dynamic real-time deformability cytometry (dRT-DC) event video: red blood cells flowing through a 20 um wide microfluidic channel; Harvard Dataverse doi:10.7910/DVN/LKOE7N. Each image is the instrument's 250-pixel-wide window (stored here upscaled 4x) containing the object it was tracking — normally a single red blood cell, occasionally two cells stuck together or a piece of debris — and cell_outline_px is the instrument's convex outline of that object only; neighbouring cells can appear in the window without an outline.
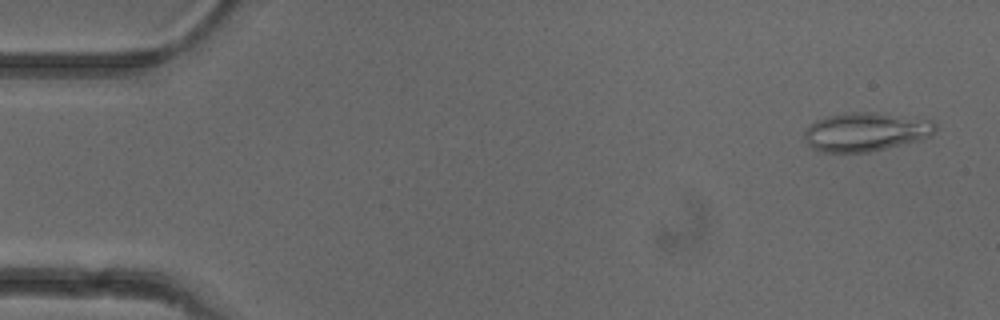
{"species": "common noctule bat (a hibernating species)", "species_latin": "Nyctalus noctula", "temperature_condition": "cold", "stored_images_in_passage": 52, "camera_frame_rate_fps": 3000, "um_per_image_px": 0.085, "animal": {"sex": "female"}, "frame": {"image": 1, "passage_image": 3, "time_ms": 0.667, "image_size_px": [1000, 320], "cell_outline_px": [[940, 128], [932, 136], [920, 140], [868, 152], [816, 152], [804, 140], [804, 132], [808, 124], [824, 116], [844, 112], [880, 112], [932, 120]], "centroid_in_image_um": [73.59, 11.19], "position_along_channel_um": 11.4, "area_um2": 30.29}}
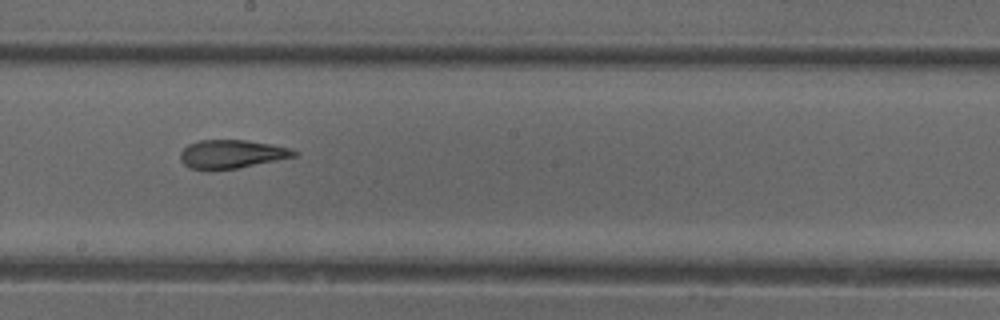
{"frame": {"image": 2, "passage_image": 29, "time_ms": 9.333, "image_size_px": [1000, 320], "cell_outline_px": [[296, 156], [236, 168], [212, 172], [208, 172], [188, 168], [180, 160], [180, 152], [188, 144], [200, 140], [248, 140], [272, 144], [288, 148], [296, 152]], "centroid_in_image_um": [19.59, 13.12], "position_along_channel_um": 228.6, "area_um2": 19.13}}
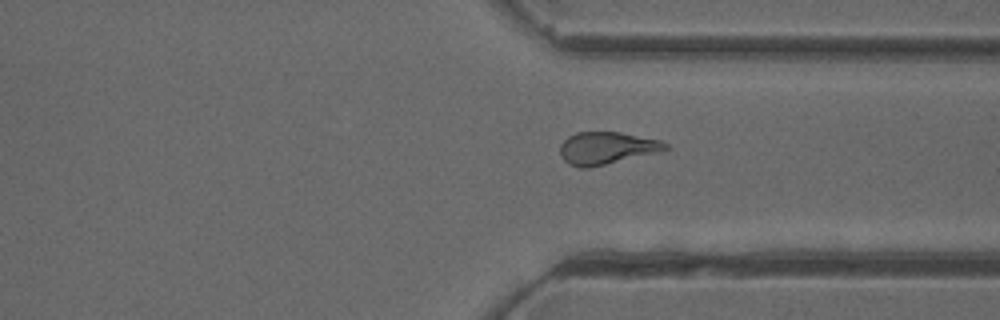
{"frame": {"image": 3, "passage_image": 39, "time_ms": 12.667, "image_size_px": [1000, 320], "cell_outline_px": [[672, 148], [656, 152], [588, 168], [580, 168], [568, 164], [560, 156], [560, 144], [568, 136], [576, 132], [620, 132], [660, 140], [668, 144]], "centroid_in_image_um": [51.53, 12.58], "position_along_channel_um": 359.9, "area_um2": 19.77}, "authors_computed_cell_mechanics": {"area_um2": 20.4034, "velocity_mm_per_s": 3.952, "shape_relaxation_time_tau1_ms": 7.993, "shape_relaxation_time_tau2_ms": 1.81, "deformation_change_tau1": 0.2229, "deformation_change_tau2": 0.0975}}